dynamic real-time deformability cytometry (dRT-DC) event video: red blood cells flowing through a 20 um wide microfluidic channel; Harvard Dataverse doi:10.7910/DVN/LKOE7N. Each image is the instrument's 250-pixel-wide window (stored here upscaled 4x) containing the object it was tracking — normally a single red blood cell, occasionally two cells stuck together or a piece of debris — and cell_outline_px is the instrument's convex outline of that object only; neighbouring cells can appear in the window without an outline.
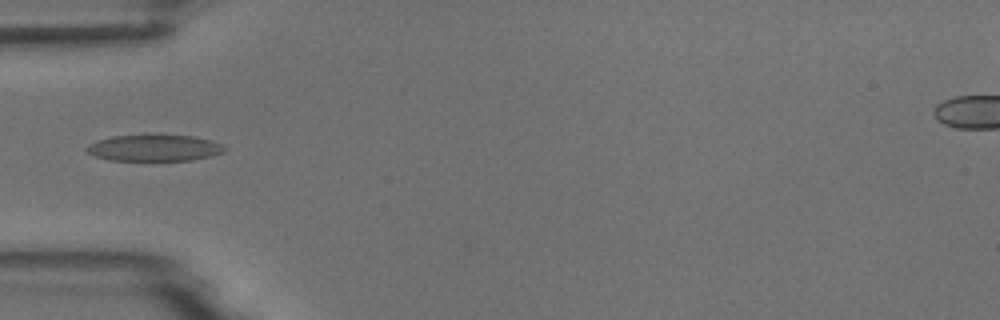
{"species": "common noctule bat (a hibernating species)", "species_latin": "Nyctalus noctula", "temperature_condition": "room temperature", "stored_images_in_passage": 5, "camera_frame_rate_fps": 3000, "um_per_image_px": 0.085, "animal": {"sex": "male", "body_mass_g": 18.8}, "frame": {"image": 1, "passage_image": 2, "time_ms": 1.333, "image_size_px": [1000, 320], "cell_outline_px": [[228, 148], [224, 152], [192, 160], [108, 160], [96, 156], [88, 152], [84, 148], [88, 144], [112, 136], [144, 132], [152, 132], [192, 136], [212, 140]], "centroid_in_image_um": [13.1, 12.52], "position_along_channel_um": 71.9, "area_um2": 22.02}}